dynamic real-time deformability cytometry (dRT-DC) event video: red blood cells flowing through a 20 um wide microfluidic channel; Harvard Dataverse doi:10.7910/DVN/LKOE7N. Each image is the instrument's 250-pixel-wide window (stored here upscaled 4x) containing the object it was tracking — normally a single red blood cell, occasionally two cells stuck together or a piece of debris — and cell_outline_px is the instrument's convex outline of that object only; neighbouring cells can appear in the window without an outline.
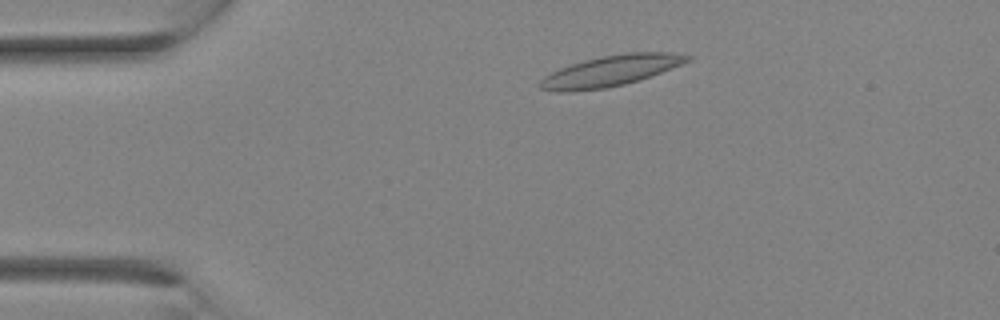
{"species": "Egyptian fruit bat (a non-hibernating species)", "species_latin": "Rousettus aegyptiacus", "temperature_condition": "room temperature", "stored_images_in_passage": 27, "camera_frame_rate_fps": 3000, "um_per_image_px": 0.085, "animal": {"sex": "female"}, "frame": {"image": 1, "passage_image": 4, "time_ms": 1.0, "image_size_px": [1000, 320], "cell_outline_px": [[692, 60], [640, 80], [624, 84], [604, 88], [568, 92], [556, 92], [540, 88], [540, 80], [544, 76], [560, 68], [584, 60], [600, 56], [628, 52], [672, 52], [692, 56]], "centroid_in_image_um": [51.92, 6.01], "position_along_channel_um": 33.1, "area_um2": 26.36}}
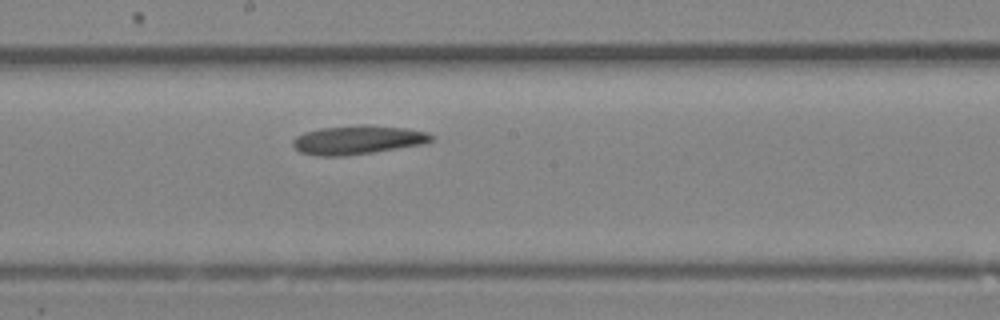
{"frame": {"image": 2, "passage_image": 14, "time_ms": 4.333, "image_size_px": [1000, 320], "cell_outline_px": [[432, 140], [424, 144], [348, 156], [316, 156], [300, 152], [292, 144], [292, 140], [296, 136], [304, 132], [320, 128], [360, 124], [368, 124], [404, 128], [428, 132], [432, 136]], "centroid_in_image_um": [30.38, 11.89], "position_along_channel_um": 217.8, "area_um2": 23.47}}
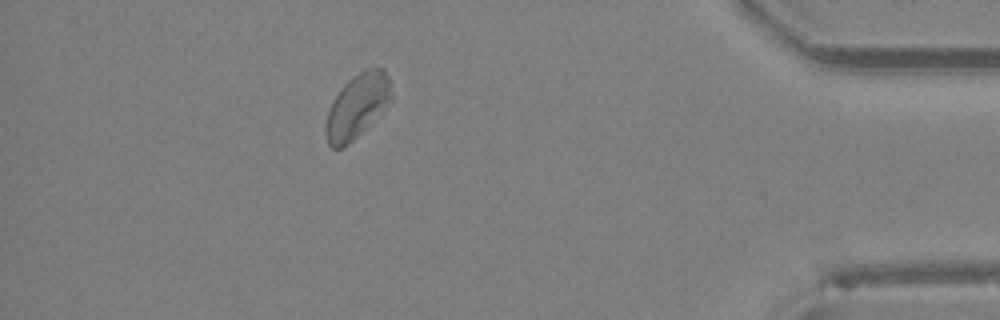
{"frame": {"image": 3, "passage_image": 24, "time_ms": 7.667, "image_size_px": [1000, 320], "cell_outline_px": [[392, 100], [344, 148], [332, 148], [328, 144], [324, 132], [324, 128], [328, 112], [332, 100], [340, 88], [352, 76], [368, 68], [384, 68], [388, 76], [392, 92]], "centroid_in_image_um": [30.33, 9.0], "position_along_channel_um": 404.9, "area_um2": 24.28}}